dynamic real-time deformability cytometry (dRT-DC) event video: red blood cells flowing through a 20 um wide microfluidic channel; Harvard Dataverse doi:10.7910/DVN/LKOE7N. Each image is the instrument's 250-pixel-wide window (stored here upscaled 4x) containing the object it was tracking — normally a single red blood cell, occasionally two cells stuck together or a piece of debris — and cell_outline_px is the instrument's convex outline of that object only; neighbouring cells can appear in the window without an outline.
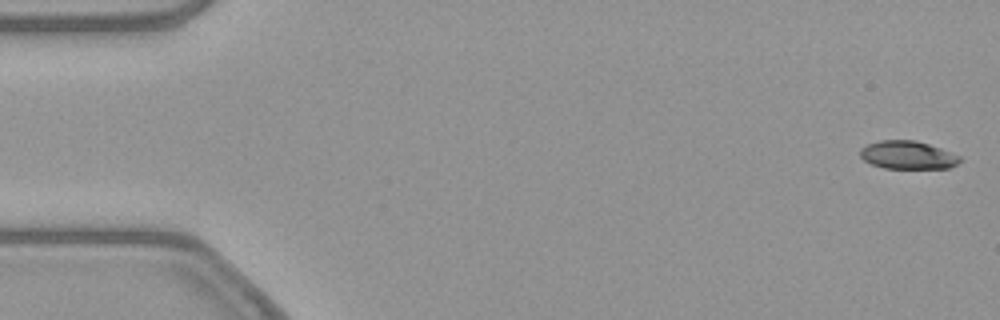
{"species": "common noctule bat (a hibernating species)", "species_latin": "Nyctalus noctula", "temperature_condition": "warm", "stored_images_in_passage": 53, "camera_frame_rate_fps": 3000, "um_per_image_px": 0.085, "animal": {"sex": "female", "body_mass_g": 21.9}, "frame": {"image": 1, "passage_image": 1, "time_ms": 0.0, "image_size_px": [1000, 320], "cell_outline_px": [[960, 160], [956, 164], [948, 168], [884, 168], [872, 164], [864, 160], [860, 156], [860, 148], [868, 144], [880, 140], [916, 140], [940, 148], [960, 156]], "centroid_in_image_um": [77.13, 13.17], "position_along_channel_um": 7.9, "area_um2": 16.18}}
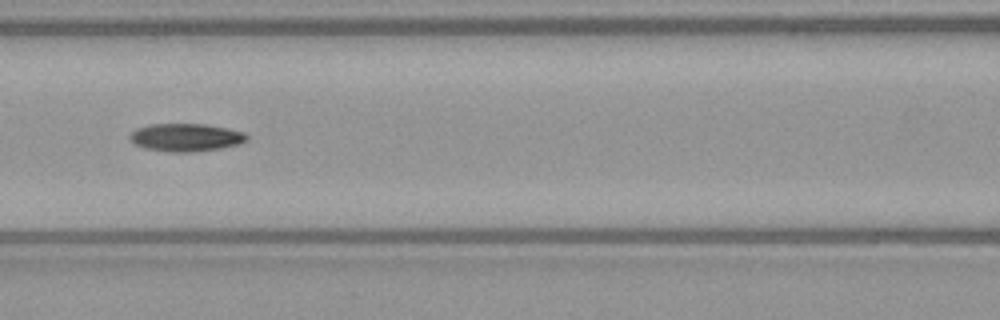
{"frame": {"image": 2, "passage_image": 23, "time_ms": 7.333, "image_size_px": [1000, 320], "cell_outline_px": [[248, 140], [240, 144], [220, 148], [192, 152], [168, 152], [144, 148], [136, 144], [128, 136], [136, 128], [148, 124], [204, 124], [228, 128], [244, 132], [248, 136]], "centroid_in_image_um": [15.81, 11.68], "position_along_channel_um": 150.8, "area_um2": 19.07}}
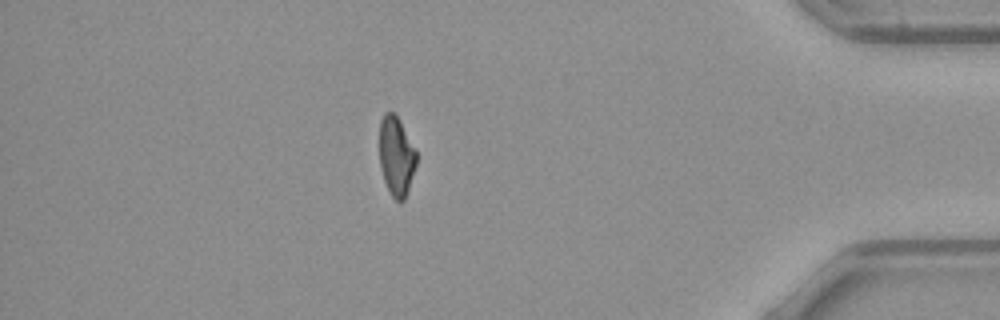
{"frame": {"image": 3, "passage_image": 46, "time_ms": 15.0, "image_size_px": [1000, 320], "cell_outline_px": [[416, 164], [404, 200], [400, 204], [392, 196], [384, 180], [380, 168], [380, 120], [384, 112], [396, 112], [416, 152]], "centroid_in_image_um": [33.67, 13.25], "position_along_channel_um": 401.5, "area_um2": 16.94}, "authors_computed_cell_mechanics": {"area_um2": 18.1492, "velocity_mm_per_s": 3.8661, "shape_relaxation_time_tau1_ms": 10.884, "shape_relaxation_time_tau2_ms": null, "deformation_change_tau1": 0.2577, "deformation_change_tau2": null}}